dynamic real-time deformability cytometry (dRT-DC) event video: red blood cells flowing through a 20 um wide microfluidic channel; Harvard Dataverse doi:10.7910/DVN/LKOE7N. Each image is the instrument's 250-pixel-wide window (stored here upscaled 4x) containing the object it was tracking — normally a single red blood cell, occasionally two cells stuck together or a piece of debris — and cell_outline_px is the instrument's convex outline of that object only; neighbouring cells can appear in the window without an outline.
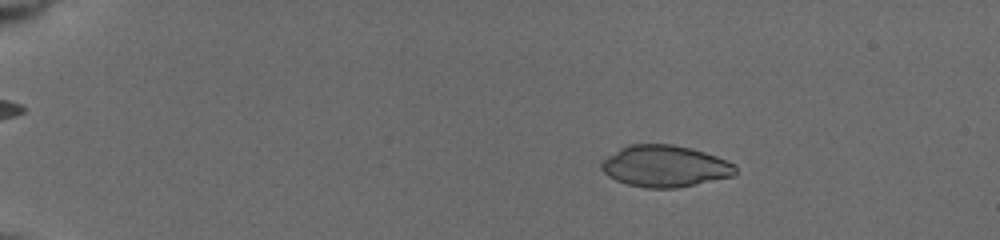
{"species": "common noctule bat (a hibernating species)", "species_latin": "Nyctalus noctula", "temperature_condition": "cold", "stored_images_in_passage": 19, "camera_frame_rate_fps": 3000, "um_per_image_px": 0.085, "animal": {"sex": "female", "body_mass_g": 19.5, "forearm_length_mm": 54.1}, "frame": {"image": 1, "passage_image": 6, "time_ms": 1.0, "image_size_px": [1000, 240], "cell_outline_px": [[736, 176], [676, 188], [644, 188], [628, 184], [616, 180], [608, 176], [600, 168], [600, 164], [608, 156], [620, 148], [628, 144], [672, 144], [692, 148], [716, 156], [732, 164], [736, 168]], "centroid_in_image_um": [56.51, 14.13], "position_along_channel_um": 28.5, "area_um2": 32.48}}